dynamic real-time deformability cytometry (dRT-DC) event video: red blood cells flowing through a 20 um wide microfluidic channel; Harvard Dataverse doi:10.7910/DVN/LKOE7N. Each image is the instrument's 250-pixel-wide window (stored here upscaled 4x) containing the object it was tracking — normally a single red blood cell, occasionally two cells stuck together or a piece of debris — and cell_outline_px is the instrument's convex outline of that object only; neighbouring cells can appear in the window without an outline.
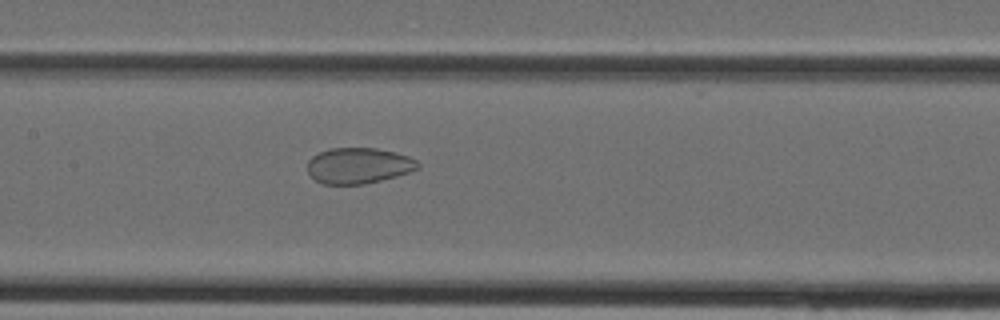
{"species": "Egyptian fruit bat (a non-hibernating species)", "species_latin": "Rousettus aegyptiacus", "temperature_condition": "cold", "stored_images_in_passage": 18, "camera_frame_rate_fps": 3000, "um_per_image_px": 0.085, "animal": {"sex": "female"}, "frame": {"image": 1, "passage_image": 12, "time_ms": 3.667, "image_size_px": [1000, 320], "cell_outline_px": [[420, 168], [396, 176], [364, 184], [324, 184], [316, 180], [308, 172], [308, 160], [312, 156], [328, 148], [376, 148], [396, 152], [408, 156], [416, 160], [420, 164]], "centroid_in_image_um": [30.48, 14.07], "position_along_channel_um": 176.9, "area_um2": 23.0}}
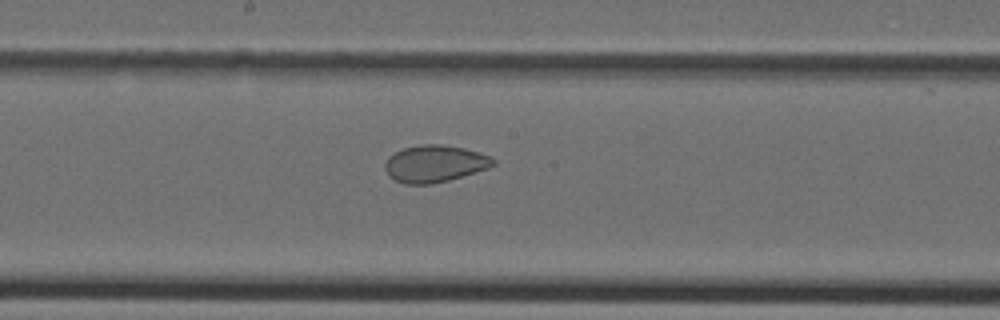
{"frame": {"image": 2, "passage_image": 14, "time_ms": 4.333, "image_size_px": [1000, 320], "cell_outline_px": [[496, 164], [488, 168], [448, 180], [428, 184], [404, 184], [388, 176], [384, 168], [384, 164], [388, 156], [404, 148], [420, 144], [440, 144], [464, 148], [480, 152], [492, 156], [496, 160]], "centroid_in_image_um": [36.95, 13.9], "position_along_channel_um": 211.2, "area_um2": 23.41}}
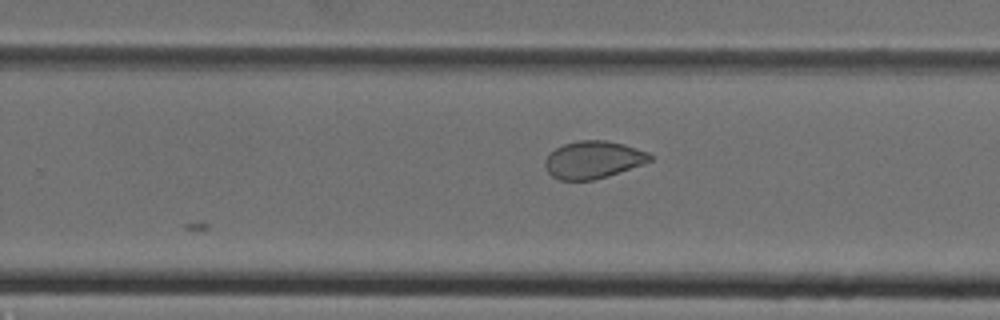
{"frame": {"image": 3, "passage_image": 18, "time_ms": 5.667, "image_size_px": [1000, 320], "cell_outline_px": [[652, 160], [608, 176], [592, 180], [560, 180], [552, 176], [548, 172], [544, 164], [544, 160], [556, 148], [564, 144], [580, 140], [604, 140], [624, 144], [648, 152], [652, 156]], "centroid_in_image_um": [50.41, 13.58], "position_along_channel_um": 279.4, "area_um2": 22.66}}